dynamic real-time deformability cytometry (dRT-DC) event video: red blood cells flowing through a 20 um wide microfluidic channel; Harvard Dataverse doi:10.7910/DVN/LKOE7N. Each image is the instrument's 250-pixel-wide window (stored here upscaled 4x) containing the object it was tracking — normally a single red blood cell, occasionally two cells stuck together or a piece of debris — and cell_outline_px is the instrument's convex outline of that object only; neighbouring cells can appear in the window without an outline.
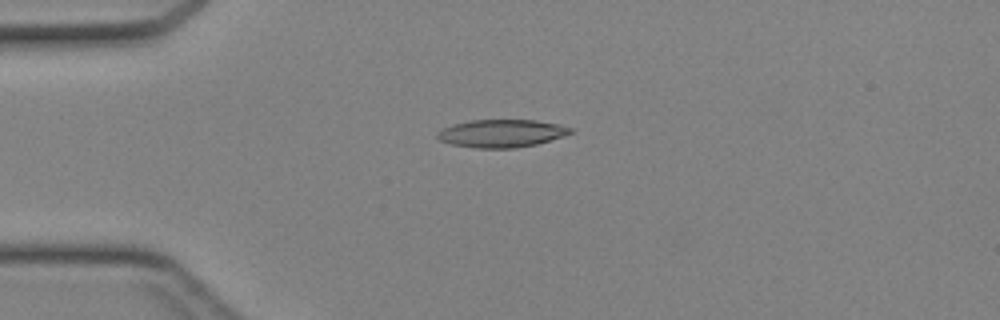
{"species": "Egyptian fruit bat (a non-hibernating species)", "species_latin": "Rousettus aegyptiacus", "temperature_condition": "cold", "stored_images_in_passage": 44, "camera_frame_rate_fps": 3000, "um_per_image_px": 0.085, "animal": {"sex": "female"}, "frame": {"image": 1, "passage_image": 11, "time_ms": 3.333, "image_size_px": [1000, 320], "cell_outline_px": [[572, 132], [564, 136], [536, 144], [516, 148], [476, 148], [452, 144], [440, 140], [436, 136], [436, 132], [440, 128], [452, 124], [472, 120], [536, 120], [560, 124], [572, 128]], "centroid_in_image_um": [42.61, 11.33], "position_along_channel_um": 42.4, "area_um2": 21.68}}
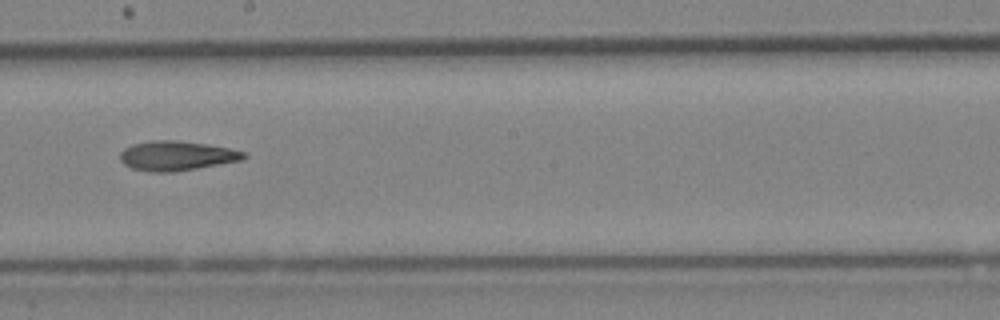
{"frame": {"image": 2, "passage_image": 25, "time_ms": 8.0, "image_size_px": [1000, 320], "cell_outline_px": [[248, 156], [240, 160], [196, 168], [172, 172], [152, 172], [132, 168], [124, 164], [120, 160], [120, 152], [124, 148], [132, 144], [152, 140], [176, 140], [208, 144], [228, 148], [244, 152]], "centroid_in_image_um": [14.97, 13.23], "position_along_channel_um": 233.2, "area_um2": 21.15}}
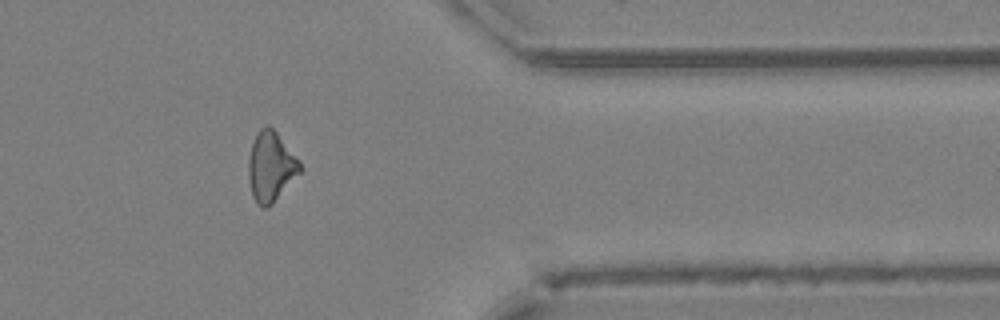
{"frame": {"image": 3, "passage_image": 36, "time_ms": 11.667, "image_size_px": [1000, 320], "cell_outline_px": [[304, 168], [272, 204], [268, 208], [264, 208], [256, 204], [252, 196], [248, 176], [248, 160], [252, 144], [256, 132], [260, 128], [268, 124], [276, 132], [300, 160]], "centroid_in_image_um": [23.02, 14.17], "position_along_channel_um": 388.4, "area_um2": 21.15}}